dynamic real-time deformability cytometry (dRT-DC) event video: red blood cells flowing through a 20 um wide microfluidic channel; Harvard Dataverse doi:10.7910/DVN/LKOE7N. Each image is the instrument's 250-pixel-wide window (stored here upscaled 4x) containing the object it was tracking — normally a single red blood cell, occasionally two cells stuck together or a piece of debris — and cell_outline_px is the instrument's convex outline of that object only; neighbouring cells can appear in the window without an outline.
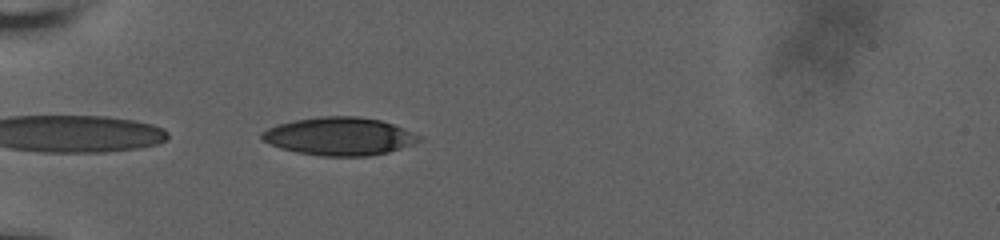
{"species": "human", "species_latin": "Homo sapiens", "temperature_condition": "room temperature", "stored_images_in_passage": 25, "segment_of_instrument_passage": [2, 2], "camera_frame_rate_fps": 3000, "um_per_image_px": 0.085, "donor": {"sex": "male"}, "frame": {"image": 1, "passage_image": 7, "time_ms": 6.0, "image_size_px": [1000, 240], "cell_outline_px": [[424, 136], [420, 140], [412, 144], [388, 152], [368, 156], [324, 156], [296, 152], [280, 148], [264, 140], [260, 136], [260, 132], [276, 124], [292, 120], [320, 116], [356, 116], [380, 120], [392, 124]], "centroid_in_image_um": [28.83, 11.58], "position_along_channel_um": 56.2, "area_um2": 34.8}}
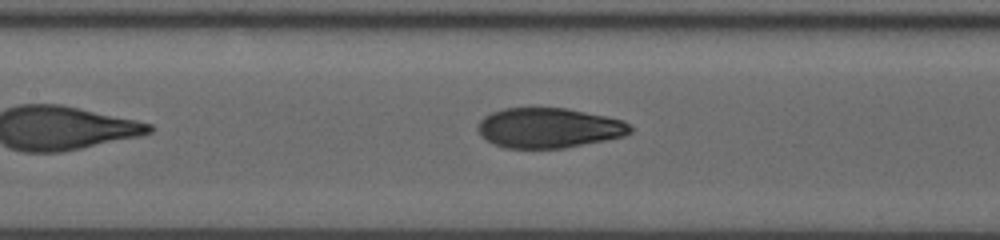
{"frame": {"image": 2, "passage_image": 12, "time_ms": 9.333, "image_size_px": [1000, 240], "cell_outline_px": [[632, 132], [624, 136], [564, 148], [504, 148], [488, 140], [480, 132], [480, 120], [484, 116], [492, 112], [504, 108], [568, 108], [624, 120], [632, 128]], "centroid_in_image_um": [46.69, 10.86], "position_along_channel_um": 160.7, "area_um2": 35.2}}
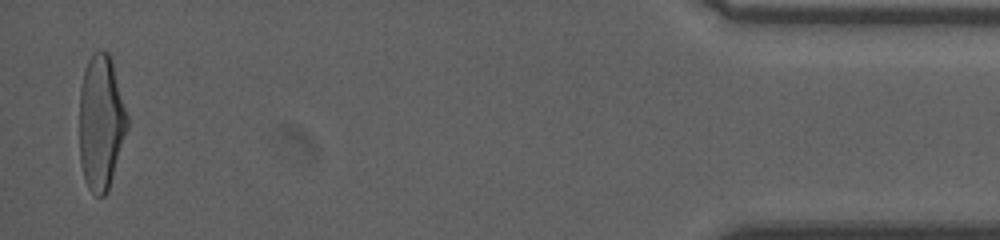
{"frame": {"image": 3, "passage_image": 25, "time_ms": 18.667, "image_size_px": [1000, 240], "cell_outline_px": [[128, 128], [108, 192], [104, 196], [96, 196], [88, 188], [84, 176], [80, 160], [80, 84], [84, 68], [92, 52], [108, 52], [112, 60], [128, 116]], "centroid_in_image_um": [8.59, 10.41], "position_along_channel_um": 426.6, "area_um2": 37.8}}